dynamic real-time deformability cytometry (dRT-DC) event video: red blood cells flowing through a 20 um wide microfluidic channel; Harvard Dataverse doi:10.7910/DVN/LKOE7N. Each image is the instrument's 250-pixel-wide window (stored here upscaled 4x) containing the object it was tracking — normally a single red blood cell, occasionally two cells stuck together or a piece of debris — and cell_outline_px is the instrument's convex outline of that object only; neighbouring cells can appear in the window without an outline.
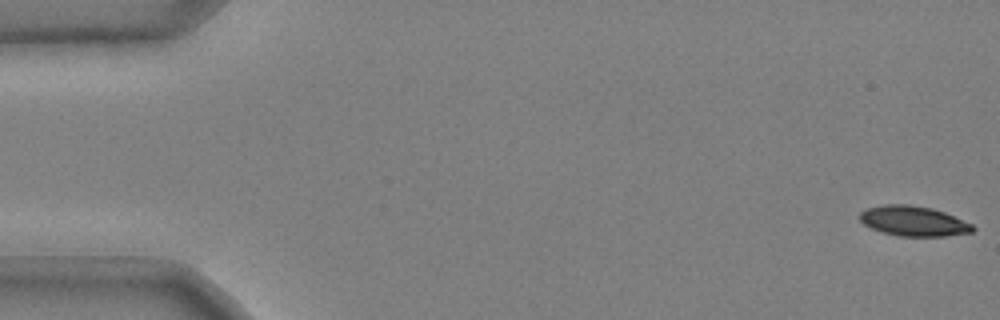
{"species": "common noctule bat (a hibernating species)", "species_latin": "Nyctalus noctula", "temperature_condition": "cold", "stored_images_in_passage": 52, "camera_frame_rate_fps": 3000, "um_per_image_px": 0.085, "animal": {"sex": "male", "body_mass_g": 20.4}, "frame": {"image": 1, "passage_image": 1, "time_ms": 0.0, "image_size_px": [1000, 320], "cell_outline_px": [[976, 228], [972, 232], [944, 236], [900, 236], [884, 232], [872, 228], [864, 224], [860, 220], [860, 212], [868, 208], [884, 204], [908, 204], [932, 208], [944, 212], [972, 224]], "centroid_in_image_um": [77.65, 18.78], "position_along_channel_um": 7.3, "area_um2": 19.59}}
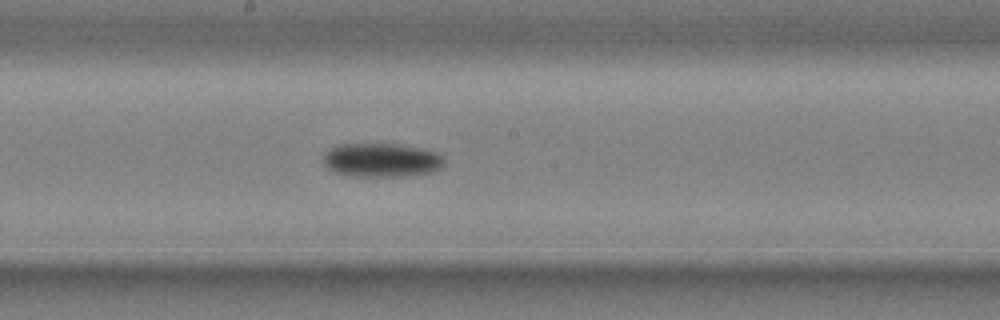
{"frame": {"image": 2, "passage_image": 29, "time_ms": 9.333, "image_size_px": [1000, 320], "cell_outline_px": [[444, 168], [432, 172], [404, 176], [352, 176], [332, 172], [324, 164], [324, 156], [328, 148], [336, 144], [400, 144], [420, 148], [436, 152], [444, 160]], "centroid_in_image_um": [32.41, 13.61], "position_along_channel_um": 215.8, "area_um2": 24.04}}
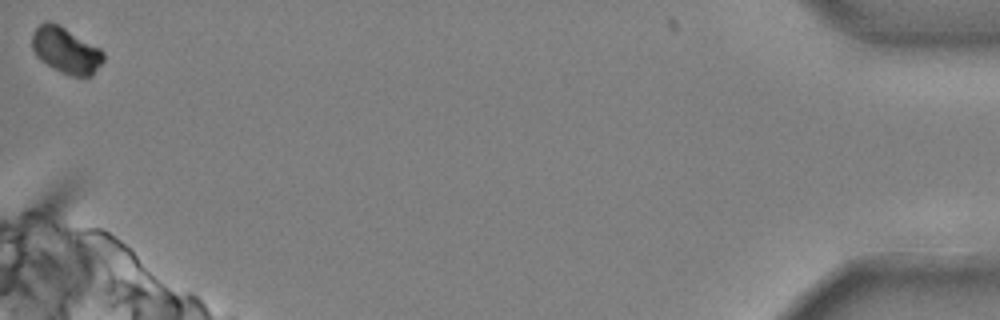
{"frame": {"image": 3, "passage_image": 52, "time_ms": 17.0, "image_size_px": [1000, 320], "cell_outline_px": [[104, 60], [92, 76], [72, 76], [60, 72], [52, 68], [40, 60], [36, 56], [32, 48], [32, 32], [44, 20], [48, 20], [60, 24], [100, 48], [104, 52]], "centroid_in_image_um": [5.59, 4.26], "position_along_channel_um": 429.6, "area_um2": 19.48}, "authors_computed_cell_mechanics": {"area_um2": 21.8773, "velocity_mm_per_s": 3.7088, "shape_relaxation_time_tau1_ms": 4.8347, "shape_relaxation_time_tau2_ms": null, "deformation_change_tau1": 0.1249, "deformation_change_tau2": null}}